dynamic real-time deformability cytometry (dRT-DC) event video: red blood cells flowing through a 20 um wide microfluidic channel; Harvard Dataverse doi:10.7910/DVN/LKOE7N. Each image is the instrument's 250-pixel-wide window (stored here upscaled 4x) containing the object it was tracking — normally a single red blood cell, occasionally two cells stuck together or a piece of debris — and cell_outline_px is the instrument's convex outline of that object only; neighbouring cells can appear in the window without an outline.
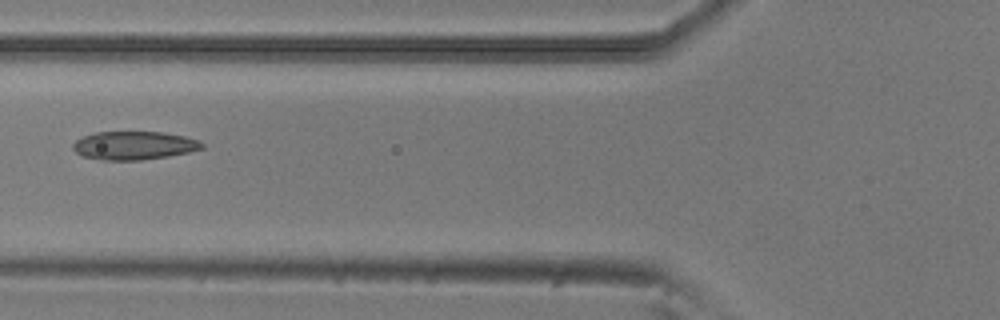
{"species": "common noctule bat (a hibernating species)", "species_latin": "Nyctalus noctula", "temperature_condition": "room temperature", "stored_images_in_passage": 7, "camera_frame_rate_fps": 3000, "um_per_image_px": 0.085, "animal": {"sex": "male", "body_mass_g": 20.5, "forearm_length_mm": 52.5}, "frame": {"image": 1, "passage_image": 6, "time_ms": 1.667, "image_size_px": [1000, 320], "cell_outline_px": [[204, 148], [188, 152], [168, 156], [140, 160], [104, 160], [84, 156], [76, 152], [72, 148], [72, 144], [76, 140], [84, 136], [96, 132], [160, 132], [184, 136], [200, 140], [204, 144]], "centroid_in_image_um": [11.4, 12.36], "position_along_channel_um": 114.4, "area_um2": 21.21}}
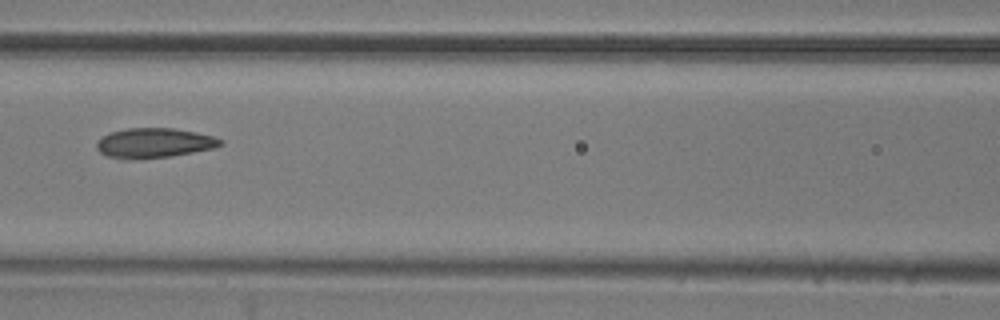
{"frame": {"image": 2, "passage_image": 7, "time_ms": 2.0, "image_size_px": [1000, 320], "cell_outline_px": [[224, 144], [212, 148], [172, 156], [132, 160], [124, 160], [108, 156], [100, 152], [96, 148], [96, 144], [104, 136], [112, 132], [128, 128], [172, 128], [196, 132], [212, 136], [224, 140]], "centroid_in_image_um": [13.11, 12.16], "position_along_channel_um": 153.5, "area_um2": 21.44}}